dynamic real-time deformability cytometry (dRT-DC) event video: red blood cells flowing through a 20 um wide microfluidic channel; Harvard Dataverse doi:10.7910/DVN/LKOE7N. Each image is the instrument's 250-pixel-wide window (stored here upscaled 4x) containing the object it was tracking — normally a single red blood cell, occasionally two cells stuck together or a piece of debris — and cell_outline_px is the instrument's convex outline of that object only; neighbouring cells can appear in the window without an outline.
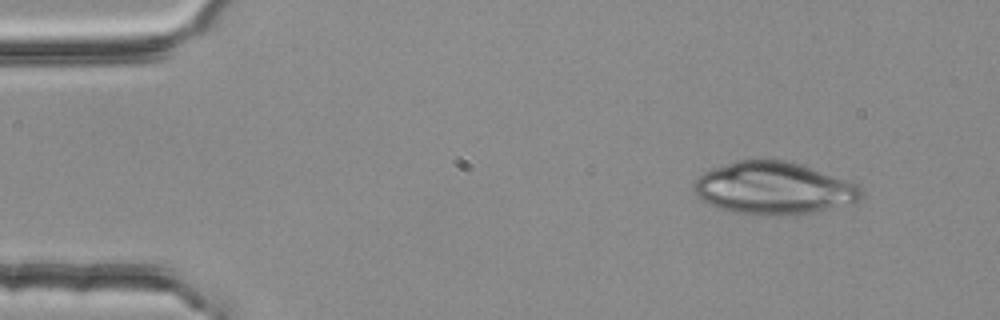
{"species": "common noctule bat (a hibernating species)", "species_latin": "Nyctalus noctula", "temperature_condition": "room temperature", "stored_images_in_passage": 2, "camera_frame_rate_fps": 3000, "um_per_image_px": 0.085, "animal": {"sex": "female", "body_mass_g": 25.1}, "frame": {"image": 1, "passage_image": 1, "time_ms": 0.0, "image_size_px": [1000, 320], "cell_outline_px": [[864, 196], [856, 200], [812, 212], [784, 216], [776, 216], [732, 212], [716, 208], [708, 204], [692, 188], [692, 184], [704, 172], [736, 160], [784, 160], [856, 184], [864, 192]], "centroid_in_image_um": [65.68, 16.01], "position_along_channel_um": 19.3, "area_um2": 49.94}}